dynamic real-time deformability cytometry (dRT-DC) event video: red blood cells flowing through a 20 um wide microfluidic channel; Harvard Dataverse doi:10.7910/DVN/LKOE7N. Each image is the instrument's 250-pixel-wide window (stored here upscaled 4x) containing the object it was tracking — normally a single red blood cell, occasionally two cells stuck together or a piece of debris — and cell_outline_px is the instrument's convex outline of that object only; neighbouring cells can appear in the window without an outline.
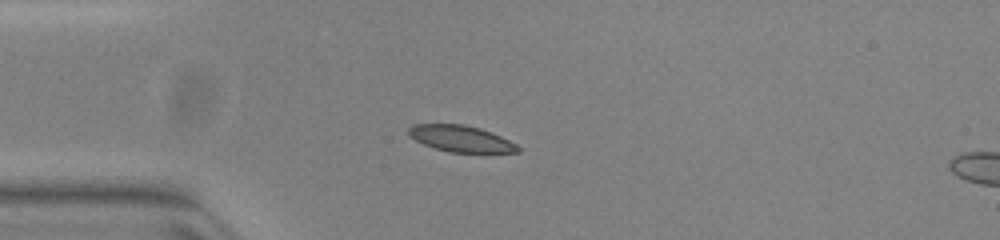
{"species": "common noctule bat (a hibernating species)", "species_latin": "Nyctalus noctula", "temperature_condition": "warm", "stored_images_in_passage": 39, "camera_frame_rate_fps": 3000, "um_per_image_px": 0.085, "animal": {"sex": "female", "body_mass_g": 23.0, "forearm_length_mm": 53.4}, "frame": {"image": 1, "passage_image": 1, "time_ms": 0.0, "image_size_px": [1000, 240], "cell_outline_px": [[520, 152], [448, 152], [432, 148], [408, 136], [408, 128], [412, 124], [464, 124], [480, 128], [492, 132], [516, 144], [520, 148]], "centroid_in_image_um": [39.14, 11.78], "position_along_channel_um": 45.9, "area_um2": 16.82}}
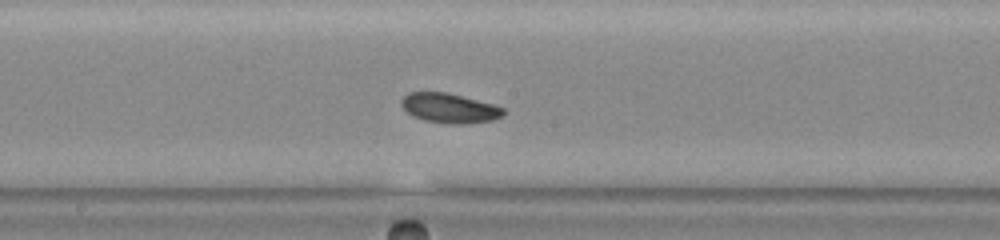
{"frame": {"image": 2, "passage_image": 15, "time_ms": 4.667, "image_size_px": [1000, 240], "cell_outline_px": [[504, 116], [492, 120], [468, 124], [448, 124], [424, 120], [412, 116], [400, 104], [400, 100], [408, 92], [444, 92], [492, 104], [504, 108]], "centroid_in_image_um": [38.19, 9.2], "position_along_channel_um": 210.0, "area_um2": 17.57}}
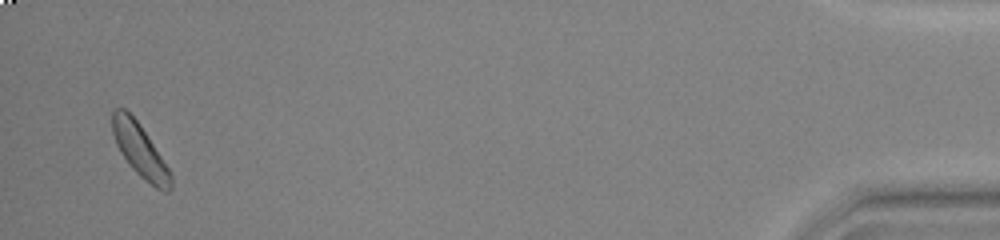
{"frame": {"image": 3, "passage_image": 38, "time_ms": 12.333, "image_size_px": [1000, 240], "cell_outline_px": [[172, 188], [168, 192], [164, 192], [156, 188], [140, 176], [128, 164], [120, 152], [116, 144], [112, 132], [112, 112], [116, 108], [124, 108], [140, 124], [168, 168], [172, 176]], "centroid_in_image_um": [11.89, 12.8], "position_along_channel_um": 423.3, "area_um2": 17.86}}